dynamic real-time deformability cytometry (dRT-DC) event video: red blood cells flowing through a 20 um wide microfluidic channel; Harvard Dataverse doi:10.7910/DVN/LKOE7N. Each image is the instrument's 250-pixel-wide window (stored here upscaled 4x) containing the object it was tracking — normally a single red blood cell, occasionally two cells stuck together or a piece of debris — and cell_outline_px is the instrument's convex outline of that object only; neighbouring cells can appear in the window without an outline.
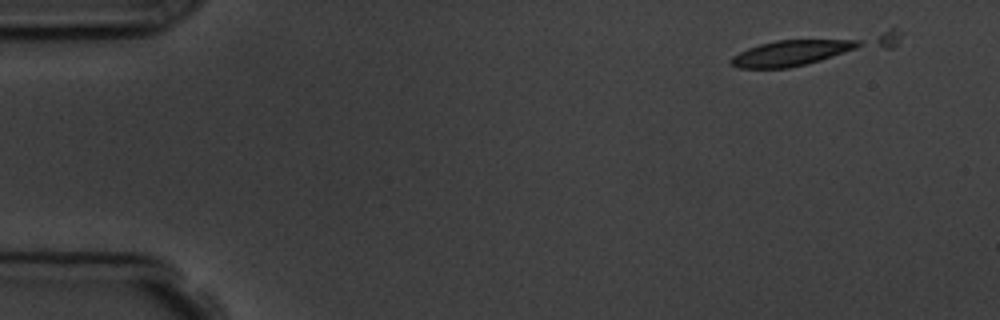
{"species": "common noctule bat (a hibernating species)", "species_latin": "Nyctalus noctula", "temperature_condition": "room temperature", "stored_images_in_passage": 6, "camera_frame_rate_fps": 3000, "um_per_image_px": 0.085, "animal": {"sex": "male", "body_mass_g": 19.5, "forearm_length_mm": 54.6}, "frame": {"image": 1, "passage_image": 1, "time_ms": 0.0, "image_size_px": [1000, 320], "cell_outline_px": [[864, 44], [856, 48], [820, 60], [788, 68], [736, 68], [728, 60], [732, 56], [748, 48], [760, 44], [776, 40], [860, 40]], "centroid_in_image_um": [67.2, 4.51], "position_along_channel_um": 17.8, "area_um2": 18.73}}
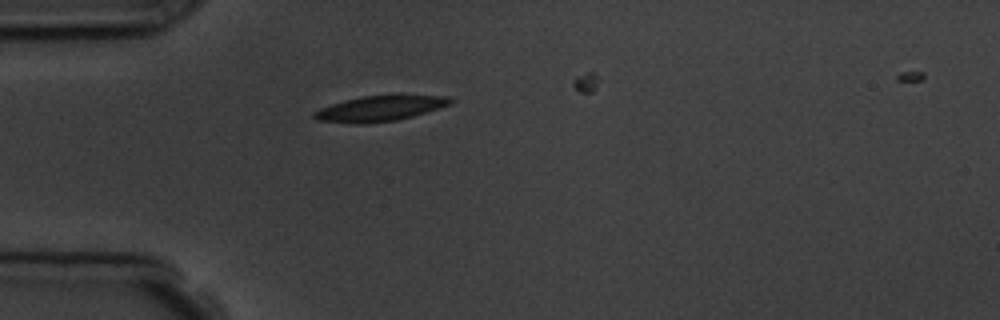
{"frame": {"image": 2, "passage_image": 4, "time_ms": 3.333, "image_size_px": [1000, 320], "cell_outline_px": [[456, 100], [452, 104], [440, 108], [412, 116], [396, 120], [364, 124], [356, 124], [316, 120], [312, 116], [312, 112], [320, 108], [344, 100], [360, 96], [396, 92], [400, 92], [448, 96]], "centroid_in_image_um": [32.38, 9.16], "position_along_channel_um": 52.6, "area_um2": 21.39}}